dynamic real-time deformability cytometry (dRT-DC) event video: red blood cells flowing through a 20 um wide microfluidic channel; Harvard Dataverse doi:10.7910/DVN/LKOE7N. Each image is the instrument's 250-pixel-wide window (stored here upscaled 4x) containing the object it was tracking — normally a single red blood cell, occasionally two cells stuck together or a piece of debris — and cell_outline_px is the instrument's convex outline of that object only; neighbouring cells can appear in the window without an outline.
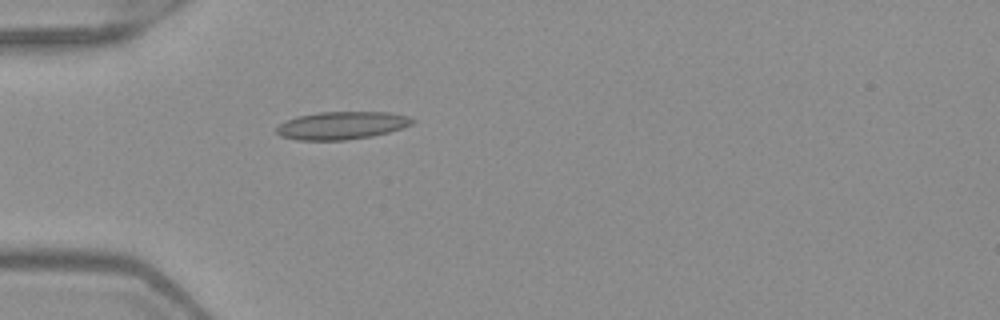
{"species": "Egyptian fruit bat (a non-hibernating species)", "species_latin": "Rousettus aegyptiacus", "temperature_condition": "warm", "stored_images_in_passage": 37, "camera_frame_rate_fps": 3000, "um_per_image_px": 0.085, "frame": {"image": 1, "passage_image": 1, "time_ms": 0.0, "image_size_px": [1000, 320], "cell_outline_px": [[416, 120], [412, 124], [388, 132], [372, 136], [344, 140], [296, 140], [280, 136], [276, 132], [276, 128], [280, 124], [296, 116], [320, 112], [388, 112], [408, 116]], "centroid_in_image_um": [29.03, 10.66], "position_along_channel_um": 56.0, "area_um2": 21.91}}
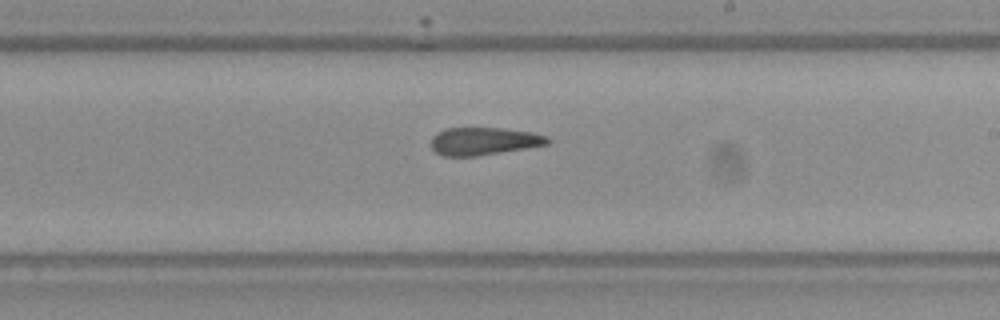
{"frame": {"image": 2, "passage_image": 16, "time_ms": 5.0, "image_size_px": [1000, 320], "cell_outline_px": [[552, 140], [548, 144], [476, 156], [440, 156], [432, 148], [432, 136], [436, 132], [444, 128], [500, 128], [532, 132], [548, 136]], "centroid_in_image_um": [41.1, 11.99], "position_along_channel_um": 247.9, "area_um2": 18.79}}
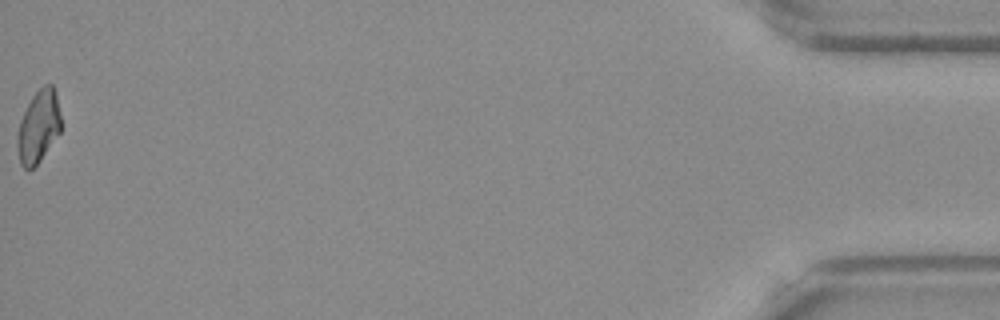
{"frame": {"image": 3, "passage_image": 37, "time_ms": 12.0, "image_size_px": [1000, 320], "cell_outline_px": [[60, 132], [40, 160], [32, 168], [24, 168], [20, 164], [16, 148], [16, 140], [20, 120], [32, 96], [44, 84], [52, 84], [56, 96], [60, 112]], "centroid_in_image_um": [3.25, 10.77], "position_along_channel_um": 432.0, "area_um2": 18.21}, "authors_computed_cell_mechanics": {"area_um2": 19.3052, "velocity_mm_per_s": 3.987, "shape_relaxation_time_tau1_ms": null, "shape_relaxation_time_tau2_ms": 3.7476, "deformation_change_tau1": null, "deformation_change_tau2": 0.1439}}